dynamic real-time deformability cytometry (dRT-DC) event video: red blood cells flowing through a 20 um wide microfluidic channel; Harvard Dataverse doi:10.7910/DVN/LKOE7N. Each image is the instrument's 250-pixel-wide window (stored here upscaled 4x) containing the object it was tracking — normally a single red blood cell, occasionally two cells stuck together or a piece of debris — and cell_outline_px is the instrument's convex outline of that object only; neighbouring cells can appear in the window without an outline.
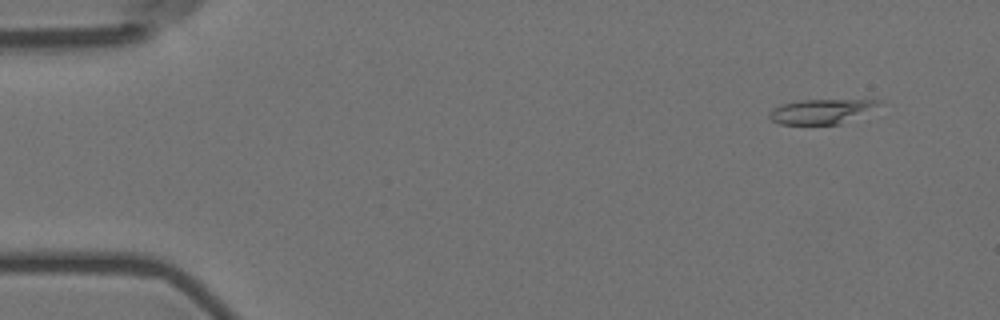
{"species": "Egyptian fruit bat (a non-hibernating species)", "species_latin": "Rousettus aegyptiacus", "temperature_condition": "room temperature", "stored_images_in_passage": 4, "camera_frame_rate_fps": 3000, "um_per_image_px": 0.085, "animal": {"sex": "female"}, "frame": {"image": 1, "passage_image": 1, "time_ms": 0.0, "image_size_px": [1000, 320], "cell_outline_px": [[880, 100], [876, 104], [840, 124], [780, 124], [772, 120], [768, 116], [768, 112], [772, 108], [784, 104], [800, 100]], "centroid_in_image_um": [69.61, 9.47], "position_along_channel_um": 15.4, "area_um2": 14.85}}